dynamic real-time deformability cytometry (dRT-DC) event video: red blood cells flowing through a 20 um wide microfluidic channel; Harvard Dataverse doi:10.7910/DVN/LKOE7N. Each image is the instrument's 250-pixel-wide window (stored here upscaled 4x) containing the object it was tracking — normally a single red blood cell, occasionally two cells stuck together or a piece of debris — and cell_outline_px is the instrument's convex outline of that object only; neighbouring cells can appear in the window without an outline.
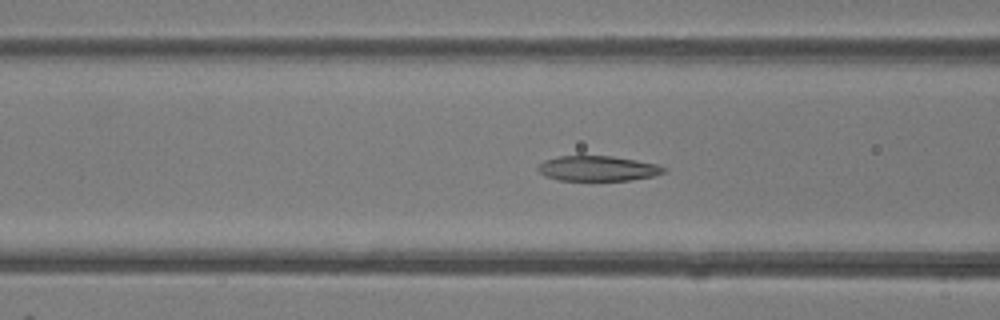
{"species": "common noctule bat (a hibernating species)", "species_latin": "Nyctalus noctula", "temperature_condition": "room temperature", "stored_images_in_passage": 51, "camera_frame_rate_fps": 3000, "um_per_image_px": 0.085, "animal": {"sex": "female"}, "frame": {"image": 1, "passage_image": 20, "time_ms": 6.333, "image_size_px": [1000, 320], "cell_outline_px": [[668, 172], [652, 176], [632, 180], [556, 180], [544, 176], [536, 168], [544, 160], [556, 156], [612, 156], [636, 160], [656, 164], [668, 168]], "centroid_in_image_um": [50.82, 14.32], "position_along_channel_um": 115.8, "area_um2": 18.55}}
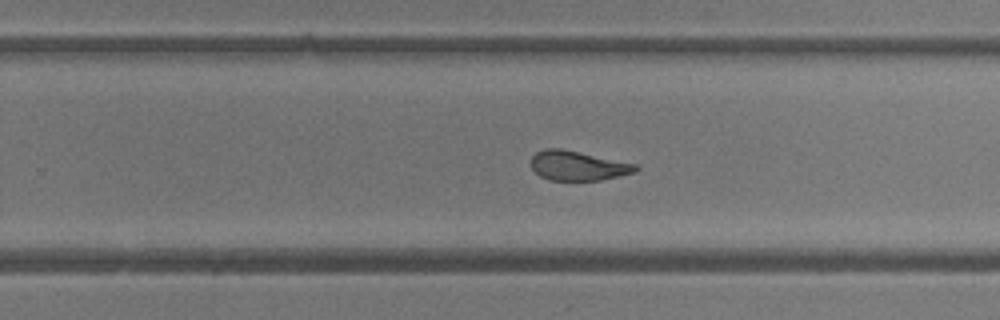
{"frame": {"image": 2, "passage_image": 32, "time_ms": 10.333, "image_size_px": [1000, 320], "cell_outline_px": [[640, 168], [636, 172], [620, 176], [600, 180], [548, 180], [540, 176], [528, 164], [532, 156], [536, 152], [544, 148], [560, 148], [636, 164]], "centroid_in_image_um": [49.08, 14.08], "position_along_channel_um": 280.7, "area_um2": 18.09}}
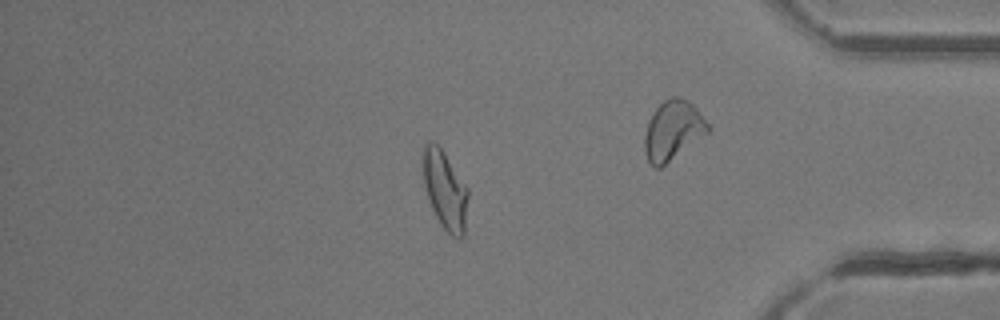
{"frame": {"image": 3, "passage_image": 43, "time_ms": 14.0, "image_size_px": [1000, 320], "cell_outline_px": [[468, 196], [464, 236], [460, 240], [456, 240], [440, 224], [432, 208], [424, 184], [424, 144], [428, 140], [432, 140], [444, 152], [468, 188]], "centroid_in_image_um": [37.85, 16.19], "position_along_channel_um": 397.3, "area_um2": 20.4}, "authors_computed_cell_mechanics": {"area_um2": 20.4034, "velocity_mm_per_s": 4.1311, "shape_relaxation_time_tau1_ms": null, "shape_relaxation_time_tau2_ms": 2.0784, "deformation_change_tau1": null, "deformation_change_tau2": 0.1046}}